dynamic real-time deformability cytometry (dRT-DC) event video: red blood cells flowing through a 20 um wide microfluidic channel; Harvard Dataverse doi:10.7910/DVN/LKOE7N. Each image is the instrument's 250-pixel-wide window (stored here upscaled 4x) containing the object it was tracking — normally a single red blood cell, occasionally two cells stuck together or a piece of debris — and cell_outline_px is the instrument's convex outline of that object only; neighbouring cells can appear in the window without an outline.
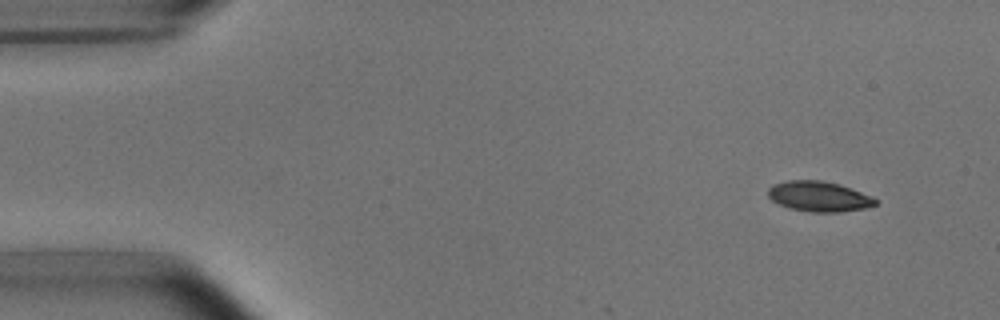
{"species": "common noctule bat (a hibernating species)", "species_latin": "Nyctalus noctula", "temperature_condition": "room temperature", "stored_images_in_passage": 4, "camera_frame_rate_fps": 3000, "um_per_image_px": 0.085, "animal": {"sex": "male", "body_mass_g": 15.6}, "frame": {"image": 1, "passage_image": 1, "time_ms": 0.0, "image_size_px": [1000, 320], "cell_outline_px": [[876, 204], [864, 208], [836, 212], [812, 212], [792, 208], [780, 204], [772, 200], [768, 196], [768, 188], [772, 184], [788, 180], [820, 180], [836, 184], [860, 192], [876, 200]], "centroid_in_image_um": [69.53, 16.69], "position_along_channel_um": 15.5, "area_um2": 18.38}}
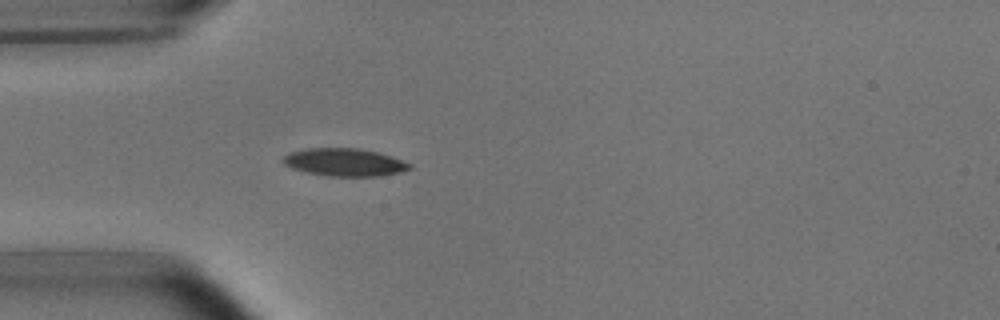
{"frame": {"image": 2, "passage_image": 4, "time_ms": 3.667, "image_size_px": [1000, 320], "cell_outline_px": [[412, 168], [400, 172], [380, 176], [328, 176], [308, 172], [292, 168], [284, 164], [284, 156], [292, 152], [304, 148], [360, 148], [380, 152], [392, 156], [412, 164]], "centroid_in_image_um": [29.34, 13.78], "position_along_channel_um": 55.7, "area_um2": 20.46}}